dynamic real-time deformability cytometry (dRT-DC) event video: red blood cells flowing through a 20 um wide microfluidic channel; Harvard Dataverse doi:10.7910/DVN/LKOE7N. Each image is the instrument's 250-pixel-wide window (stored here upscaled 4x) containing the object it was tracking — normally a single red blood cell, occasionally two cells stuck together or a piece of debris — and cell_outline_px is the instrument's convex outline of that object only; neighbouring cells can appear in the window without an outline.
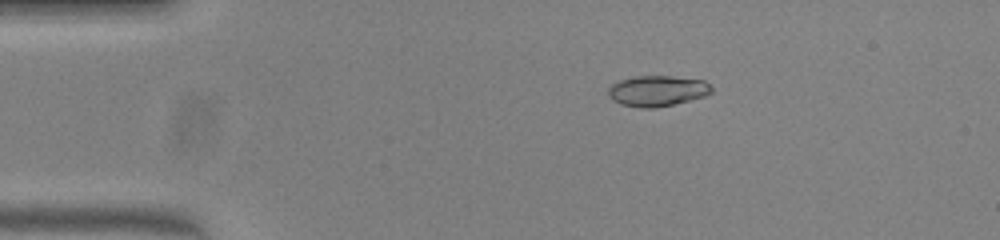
{"species": "common noctule bat (a hibernating species)", "species_latin": "Nyctalus noctula", "temperature_condition": "warm", "stored_images_in_passage": 52, "camera_frame_rate_fps": 3000, "um_per_image_px": 0.085, "animal": {"sex": "female", "body_mass_g": 23.0, "forearm_length_mm": 53.4}, "frame": {"image": 1, "passage_image": 10, "time_ms": 3.0, "image_size_px": [1000, 240], "cell_outline_px": [[712, 92], [704, 96], [672, 104], [652, 108], [640, 108], [620, 104], [612, 100], [608, 96], [608, 88], [612, 84], [620, 80], [636, 76], [672, 76], [704, 80], [712, 88]], "centroid_in_image_um": [55.83, 7.72], "position_along_channel_um": 29.2, "area_um2": 18.38}}
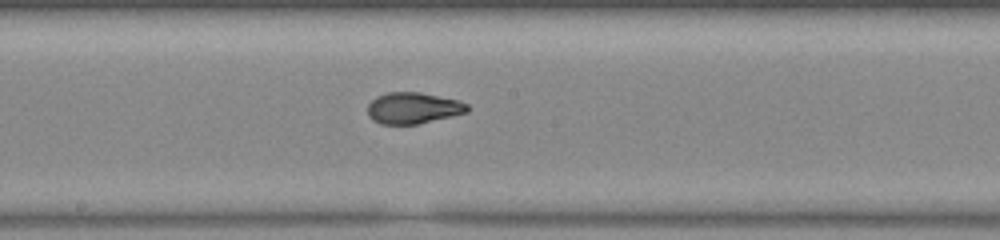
{"frame": {"image": 2, "passage_image": 28, "time_ms": 9.0, "image_size_px": [1000, 240], "cell_outline_px": [[468, 112], [452, 116], [416, 124], [380, 124], [372, 120], [368, 116], [368, 104], [376, 96], [388, 92], [420, 92], [460, 100], [468, 104]], "centroid_in_image_um": [35.11, 9.18], "position_along_channel_um": 213.1, "area_um2": 18.26}}
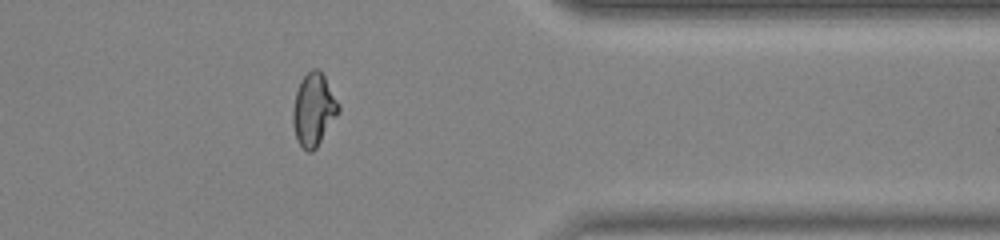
{"frame": {"image": 3, "passage_image": 42, "time_ms": 13.667, "image_size_px": [1000, 240], "cell_outline_px": [[340, 112], [316, 148], [312, 152], [308, 152], [296, 140], [292, 124], [292, 108], [296, 92], [300, 80], [312, 68], [316, 68], [324, 76], [340, 104]], "centroid_in_image_um": [26.65, 9.33], "position_along_channel_um": 384.7, "area_um2": 19.42}, "authors_computed_cell_mechanics": {"area_um2": 18.8139, "velocity_mm_per_s": 4.0095, "shape_relaxation_time_tau1_ms": 9.4773, "shape_relaxation_time_tau2_ms": null, "deformation_change_tau1": 0.3057, "deformation_change_tau2": null}}